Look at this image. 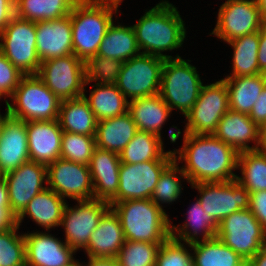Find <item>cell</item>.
<instances>
[{"label":"cell","instance_id":"1","mask_svg":"<svg viewBox=\"0 0 266 266\" xmlns=\"http://www.w3.org/2000/svg\"><path fill=\"white\" fill-rule=\"evenodd\" d=\"M183 141V147L178 151H167V157L185 161L181 169L188 183L229 182L237 178L232 171L238 169L239 153L231 145L214 135L191 134L188 123Z\"/></svg>","mask_w":266,"mask_h":266},{"label":"cell","instance_id":"2","mask_svg":"<svg viewBox=\"0 0 266 266\" xmlns=\"http://www.w3.org/2000/svg\"><path fill=\"white\" fill-rule=\"evenodd\" d=\"M177 8L168 1H162L138 20L132 27L137 45L144 49L141 53L164 59L174 58L162 54L181 47L186 37V29Z\"/></svg>","mask_w":266,"mask_h":266},{"label":"cell","instance_id":"3","mask_svg":"<svg viewBox=\"0 0 266 266\" xmlns=\"http://www.w3.org/2000/svg\"><path fill=\"white\" fill-rule=\"evenodd\" d=\"M110 207L119 217L125 240L164 243L171 237L168 215L151 199L124 200Z\"/></svg>","mask_w":266,"mask_h":266},{"label":"cell","instance_id":"4","mask_svg":"<svg viewBox=\"0 0 266 266\" xmlns=\"http://www.w3.org/2000/svg\"><path fill=\"white\" fill-rule=\"evenodd\" d=\"M112 3L79 0L71 11L73 54L86 62L96 56L108 27L113 22Z\"/></svg>","mask_w":266,"mask_h":266},{"label":"cell","instance_id":"5","mask_svg":"<svg viewBox=\"0 0 266 266\" xmlns=\"http://www.w3.org/2000/svg\"><path fill=\"white\" fill-rule=\"evenodd\" d=\"M12 103L5 101L7 114L23 121L57 120L61 100L36 75H24Z\"/></svg>","mask_w":266,"mask_h":266},{"label":"cell","instance_id":"6","mask_svg":"<svg viewBox=\"0 0 266 266\" xmlns=\"http://www.w3.org/2000/svg\"><path fill=\"white\" fill-rule=\"evenodd\" d=\"M202 86L196 67L179 55L165 59L159 95L171 111L177 108L186 117L197 101Z\"/></svg>","mask_w":266,"mask_h":266},{"label":"cell","instance_id":"7","mask_svg":"<svg viewBox=\"0 0 266 266\" xmlns=\"http://www.w3.org/2000/svg\"><path fill=\"white\" fill-rule=\"evenodd\" d=\"M216 237L247 262L266 245V230L249 208L225 217Z\"/></svg>","mask_w":266,"mask_h":266},{"label":"cell","instance_id":"8","mask_svg":"<svg viewBox=\"0 0 266 266\" xmlns=\"http://www.w3.org/2000/svg\"><path fill=\"white\" fill-rule=\"evenodd\" d=\"M0 50L24 75H36L41 61L36 50V22L16 15L0 33Z\"/></svg>","mask_w":266,"mask_h":266},{"label":"cell","instance_id":"9","mask_svg":"<svg viewBox=\"0 0 266 266\" xmlns=\"http://www.w3.org/2000/svg\"><path fill=\"white\" fill-rule=\"evenodd\" d=\"M37 76L61 101L85 94V62L75 54L41 62Z\"/></svg>","mask_w":266,"mask_h":266},{"label":"cell","instance_id":"10","mask_svg":"<svg viewBox=\"0 0 266 266\" xmlns=\"http://www.w3.org/2000/svg\"><path fill=\"white\" fill-rule=\"evenodd\" d=\"M165 59L140 53L125 61L116 86L130 100L158 94Z\"/></svg>","mask_w":266,"mask_h":266},{"label":"cell","instance_id":"11","mask_svg":"<svg viewBox=\"0 0 266 266\" xmlns=\"http://www.w3.org/2000/svg\"><path fill=\"white\" fill-rule=\"evenodd\" d=\"M200 193V204L207 214L219 224L225 217L249 208L250 193L238 181L203 182L191 184Z\"/></svg>","mask_w":266,"mask_h":266},{"label":"cell","instance_id":"12","mask_svg":"<svg viewBox=\"0 0 266 266\" xmlns=\"http://www.w3.org/2000/svg\"><path fill=\"white\" fill-rule=\"evenodd\" d=\"M218 11L211 35L226 42L259 32L266 23L256 0H227Z\"/></svg>","mask_w":266,"mask_h":266},{"label":"cell","instance_id":"13","mask_svg":"<svg viewBox=\"0 0 266 266\" xmlns=\"http://www.w3.org/2000/svg\"><path fill=\"white\" fill-rule=\"evenodd\" d=\"M229 109L228 88L224 79L203 85L197 101L186 115L191 134L213 135Z\"/></svg>","mask_w":266,"mask_h":266},{"label":"cell","instance_id":"14","mask_svg":"<svg viewBox=\"0 0 266 266\" xmlns=\"http://www.w3.org/2000/svg\"><path fill=\"white\" fill-rule=\"evenodd\" d=\"M172 162L151 160L135 164L121 163L117 196L110 204L124 200L151 199L160 175Z\"/></svg>","mask_w":266,"mask_h":266},{"label":"cell","instance_id":"15","mask_svg":"<svg viewBox=\"0 0 266 266\" xmlns=\"http://www.w3.org/2000/svg\"><path fill=\"white\" fill-rule=\"evenodd\" d=\"M47 184L59 196L76 201L93 199V182L89 165L56 159L47 165Z\"/></svg>","mask_w":266,"mask_h":266},{"label":"cell","instance_id":"16","mask_svg":"<svg viewBox=\"0 0 266 266\" xmlns=\"http://www.w3.org/2000/svg\"><path fill=\"white\" fill-rule=\"evenodd\" d=\"M78 205L74 208L66 205L60 225L65 229V242L75 251L87 246L101 217L110 208L109 203L94 198L79 200Z\"/></svg>","mask_w":266,"mask_h":266},{"label":"cell","instance_id":"17","mask_svg":"<svg viewBox=\"0 0 266 266\" xmlns=\"http://www.w3.org/2000/svg\"><path fill=\"white\" fill-rule=\"evenodd\" d=\"M9 195L11 212L18 217L29 201L47 187V165L38 162H26L16 170L3 175Z\"/></svg>","mask_w":266,"mask_h":266},{"label":"cell","instance_id":"18","mask_svg":"<svg viewBox=\"0 0 266 266\" xmlns=\"http://www.w3.org/2000/svg\"><path fill=\"white\" fill-rule=\"evenodd\" d=\"M26 266H74L76 251L48 233H25Z\"/></svg>","mask_w":266,"mask_h":266},{"label":"cell","instance_id":"19","mask_svg":"<svg viewBox=\"0 0 266 266\" xmlns=\"http://www.w3.org/2000/svg\"><path fill=\"white\" fill-rule=\"evenodd\" d=\"M36 50L41 62L73 54L71 13L36 22Z\"/></svg>","mask_w":266,"mask_h":266},{"label":"cell","instance_id":"20","mask_svg":"<svg viewBox=\"0 0 266 266\" xmlns=\"http://www.w3.org/2000/svg\"><path fill=\"white\" fill-rule=\"evenodd\" d=\"M29 161L26 121L10 117L6 110L0 133V176Z\"/></svg>","mask_w":266,"mask_h":266},{"label":"cell","instance_id":"21","mask_svg":"<svg viewBox=\"0 0 266 266\" xmlns=\"http://www.w3.org/2000/svg\"><path fill=\"white\" fill-rule=\"evenodd\" d=\"M30 161L48 165L60 158L62 133L58 120L26 122Z\"/></svg>","mask_w":266,"mask_h":266},{"label":"cell","instance_id":"22","mask_svg":"<svg viewBox=\"0 0 266 266\" xmlns=\"http://www.w3.org/2000/svg\"><path fill=\"white\" fill-rule=\"evenodd\" d=\"M120 155L96 147L93 151L89 170L93 182V198L111 203L119 188Z\"/></svg>","mask_w":266,"mask_h":266},{"label":"cell","instance_id":"23","mask_svg":"<svg viewBox=\"0 0 266 266\" xmlns=\"http://www.w3.org/2000/svg\"><path fill=\"white\" fill-rule=\"evenodd\" d=\"M213 135L231 145L238 153L260 149V128L248 114L229 109L219 121ZM251 141L256 143L255 146L247 144Z\"/></svg>","mask_w":266,"mask_h":266},{"label":"cell","instance_id":"24","mask_svg":"<svg viewBox=\"0 0 266 266\" xmlns=\"http://www.w3.org/2000/svg\"><path fill=\"white\" fill-rule=\"evenodd\" d=\"M124 242L119 217L110 207L101 217L84 249L91 258H116Z\"/></svg>","mask_w":266,"mask_h":266},{"label":"cell","instance_id":"25","mask_svg":"<svg viewBox=\"0 0 266 266\" xmlns=\"http://www.w3.org/2000/svg\"><path fill=\"white\" fill-rule=\"evenodd\" d=\"M128 112L131 114L138 131L153 133L159 137L162 154L164 152L161 128L168 119L171 109L158 94L129 100Z\"/></svg>","mask_w":266,"mask_h":266},{"label":"cell","instance_id":"26","mask_svg":"<svg viewBox=\"0 0 266 266\" xmlns=\"http://www.w3.org/2000/svg\"><path fill=\"white\" fill-rule=\"evenodd\" d=\"M129 112L97 122L96 147L120 154L137 132Z\"/></svg>","mask_w":266,"mask_h":266},{"label":"cell","instance_id":"27","mask_svg":"<svg viewBox=\"0 0 266 266\" xmlns=\"http://www.w3.org/2000/svg\"><path fill=\"white\" fill-rule=\"evenodd\" d=\"M66 205L64 198L47 187L29 201L27 207L17 217V225H21L27 214L46 230L60 226Z\"/></svg>","mask_w":266,"mask_h":266},{"label":"cell","instance_id":"28","mask_svg":"<svg viewBox=\"0 0 266 266\" xmlns=\"http://www.w3.org/2000/svg\"><path fill=\"white\" fill-rule=\"evenodd\" d=\"M223 79L228 88L230 110L249 115L258 95L266 86V74L226 76Z\"/></svg>","mask_w":266,"mask_h":266},{"label":"cell","instance_id":"29","mask_svg":"<svg viewBox=\"0 0 266 266\" xmlns=\"http://www.w3.org/2000/svg\"><path fill=\"white\" fill-rule=\"evenodd\" d=\"M57 120L63 131L96 135L98 121L84 96L61 101Z\"/></svg>","mask_w":266,"mask_h":266},{"label":"cell","instance_id":"30","mask_svg":"<svg viewBox=\"0 0 266 266\" xmlns=\"http://www.w3.org/2000/svg\"><path fill=\"white\" fill-rule=\"evenodd\" d=\"M140 53L133 27L116 26L112 22L100 43L97 55L125 62Z\"/></svg>","mask_w":266,"mask_h":266},{"label":"cell","instance_id":"31","mask_svg":"<svg viewBox=\"0 0 266 266\" xmlns=\"http://www.w3.org/2000/svg\"><path fill=\"white\" fill-rule=\"evenodd\" d=\"M188 246L194 250L193 266H247V261L217 237Z\"/></svg>","mask_w":266,"mask_h":266},{"label":"cell","instance_id":"32","mask_svg":"<svg viewBox=\"0 0 266 266\" xmlns=\"http://www.w3.org/2000/svg\"><path fill=\"white\" fill-rule=\"evenodd\" d=\"M93 86L96 88L91 91L89 98L85 94L83 96L88 101L97 121L121 116L128 112L129 101L116 84H95Z\"/></svg>","mask_w":266,"mask_h":266},{"label":"cell","instance_id":"33","mask_svg":"<svg viewBox=\"0 0 266 266\" xmlns=\"http://www.w3.org/2000/svg\"><path fill=\"white\" fill-rule=\"evenodd\" d=\"M188 214L189 217H187V223H184L182 226L170 225V235L173 239L178 242H181L182 240L183 242H186V244H192L199 241L198 231L203 233L202 241L216 237L219 224L210 216V214H207L206 211L203 210L198 199L195 204L192 205ZM189 227L191 228L190 231ZM191 230L193 231L192 233ZM176 233L178 235H176Z\"/></svg>","mask_w":266,"mask_h":266},{"label":"cell","instance_id":"34","mask_svg":"<svg viewBox=\"0 0 266 266\" xmlns=\"http://www.w3.org/2000/svg\"><path fill=\"white\" fill-rule=\"evenodd\" d=\"M79 0H15V15L32 22L55 20L71 13Z\"/></svg>","mask_w":266,"mask_h":266},{"label":"cell","instance_id":"35","mask_svg":"<svg viewBox=\"0 0 266 266\" xmlns=\"http://www.w3.org/2000/svg\"><path fill=\"white\" fill-rule=\"evenodd\" d=\"M234 49L233 72L230 76H247L261 74L257 59L259 32L244 35L227 42Z\"/></svg>","mask_w":266,"mask_h":266},{"label":"cell","instance_id":"36","mask_svg":"<svg viewBox=\"0 0 266 266\" xmlns=\"http://www.w3.org/2000/svg\"><path fill=\"white\" fill-rule=\"evenodd\" d=\"M242 177L238 180L249 193L266 190V150L243 151L238 155Z\"/></svg>","mask_w":266,"mask_h":266},{"label":"cell","instance_id":"37","mask_svg":"<svg viewBox=\"0 0 266 266\" xmlns=\"http://www.w3.org/2000/svg\"><path fill=\"white\" fill-rule=\"evenodd\" d=\"M119 155L121 163L129 164L151 160H171L162 154L159 137L144 131H137Z\"/></svg>","mask_w":266,"mask_h":266},{"label":"cell","instance_id":"38","mask_svg":"<svg viewBox=\"0 0 266 266\" xmlns=\"http://www.w3.org/2000/svg\"><path fill=\"white\" fill-rule=\"evenodd\" d=\"M161 244L125 240L116 256L117 264L118 266H156Z\"/></svg>","mask_w":266,"mask_h":266},{"label":"cell","instance_id":"39","mask_svg":"<svg viewBox=\"0 0 266 266\" xmlns=\"http://www.w3.org/2000/svg\"><path fill=\"white\" fill-rule=\"evenodd\" d=\"M95 148V136L63 131L60 158L83 165H89Z\"/></svg>","mask_w":266,"mask_h":266},{"label":"cell","instance_id":"40","mask_svg":"<svg viewBox=\"0 0 266 266\" xmlns=\"http://www.w3.org/2000/svg\"><path fill=\"white\" fill-rule=\"evenodd\" d=\"M178 166L177 161H173L160 175V178L154 188L151 195V200L161 209L162 205L160 203H172L179 198L181 194V181L179 178H185L186 175L183 173L182 169ZM177 173L181 174L179 178Z\"/></svg>","mask_w":266,"mask_h":266},{"label":"cell","instance_id":"41","mask_svg":"<svg viewBox=\"0 0 266 266\" xmlns=\"http://www.w3.org/2000/svg\"><path fill=\"white\" fill-rule=\"evenodd\" d=\"M123 61L103 57L92 56L85 62L86 83L97 81L96 84H116Z\"/></svg>","mask_w":266,"mask_h":266},{"label":"cell","instance_id":"42","mask_svg":"<svg viewBox=\"0 0 266 266\" xmlns=\"http://www.w3.org/2000/svg\"><path fill=\"white\" fill-rule=\"evenodd\" d=\"M19 226L0 232V266H26L24 235H17Z\"/></svg>","mask_w":266,"mask_h":266},{"label":"cell","instance_id":"43","mask_svg":"<svg viewBox=\"0 0 266 266\" xmlns=\"http://www.w3.org/2000/svg\"><path fill=\"white\" fill-rule=\"evenodd\" d=\"M184 246L170 237L160 246L156 266H193L192 254Z\"/></svg>","mask_w":266,"mask_h":266},{"label":"cell","instance_id":"44","mask_svg":"<svg viewBox=\"0 0 266 266\" xmlns=\"http://www.w3.org/2000/svg\"><path fill=\"white\" fill-rule=\"evenodd\" d=\"M24 76L0 50V93L11 97Z\"/></svg>","mask_w":266,"mask_h":266},{"label":"cell","instance_id":"45","mask_svg":"<svg viewBox=\"0 0 266 266\" xmlns=\"http://www.w3.org/2000/svg\"><path fill=\"white\" fill-rule=\"evenodd\" d=\"M249 209L266 230V190L250 193Z\"/></svg>","mask_w":266,"mask_h":266},{"label":"cell","instance_id":"46","mask_svg":"<svg viewBox=\"0 0 266 266\" xmlns=\"http://www.w3.org/2000/svg\"><path fill=\"white\" fill-rule=\"evenodd\" d=\"M249 117L259 128L266 124V86L258 95V99L254 102Z\"/></svg>","mask_w":266,"mask_h":266},{"label":"cell","instance_id":"47","mask_svg":"<svg viewBox=\"0 0 266 266\" xmlns=\"http://www.w3.org/2000/svg\"><path fill=\"white\" fill-rule=\"evenodd\" d=\"M15 0H0V33L15 16Z\"/></svg>","mask_w":266,"mask_h":266},{"label":"cell","instance_id":"48","mask_svg":"<svg viewBox=\"0 0 266 266\" xmlns=\"http://www.w3.org/2000/svg\"><path fill=\"white\" fill-rule=\"evenodd\" d=\"M257 59L260 72L266 74V23L259 30V48Z\"/></svg>","mask_w":266,"mask_h":266},{"label":"cell","instance_id":"49","mask_svg":"<svg viewBox=\"0 0 266 266\" xmlns=\"http://www.w3.org/2000/svg\"><path fill=\"white\" fill-rule=\"evenodd\" d=\"M17 225V217L11 212L10 207L0 206V232Z\"/></svg>","mask_w":266,"mask_h":266},{"label":"cell","instance_id":"50","mask_svg":"<svg viewBox=\"0 0 266 266\" xmlns=\"http://www.w3.org/2000/svg\"><path fill=\"white\" fill-rule=\"evenodd\" d=\"M88 258V265L83 266H118L116 258Z\"/></svg>","mask_w":266,"mask_h":266},{"label":"cell","instance_id":"51","mask_svg":"<svg viewBox=\"0 0 266 266\" xmlns=\"http://www.w3.org/2000/svg\"><path fill=\"white\" fill-rule=\"evenodd\" d=\"M247 266H266V245L247 262Z\"/></svg>","mask_w":266,"mask_h":266},{"label":"cell","instance_id":"52","mask_svg":"<svg viewBox=\"0 0 266 266\" xmlns=\"http://www.w3.org/2000/svg\"><path fill=\"white\" fill-rule=\"evenodd\" d=\"M0 206L10 207L8 187L3 176H0Z\"/></svg>","mask_w":266,"mask_h":266},{"label":"cell","instance_id":"53","mask_svg":"<svg viewBox=\"0 0 266 266\" xmlns=\"http://www.w3.org/2000/svg\"><path fill=\"white\" fill-rule=\"evenodd\" d=\"M260 149L266 150V124L260 128Z\"/></svg>","mask_w":266,"mask_h":266},{"label":"cell","instance_id":"54","mask_svg":"<svg viewBox=\"0 0 266 266\" xmlns=\"http://www.w3.org/2000/svg\"><path fill=\"white\" fill-rule=\"evenodd\" d=\"M260 9L261 15L266 20V0H256Z\"/></svg>","mask_w":266,"mask_h":266},{"label":"cell","instance_id":"55","mask_svg":"<svg viewBox=\"0 0 266 266\" xmlns=\"http://www.w3.org/2000/svg\"><path fill=\"white\" fill-rule=\"evenodd\" d=\"M180 134H181L180 129H178L177 132H174V131H172V129H170L169 130V136H170L171 142H176V140L179 138Z\"/></svg>","mask_w":266,"mask_h":266},{"label":"cell","instance_id":"56","mask_svg":"<svg viewBox=\"0 0 266 266\" xmlns=\"http://www.w3.org/2000/svg\"><path fill=\"white\" fill-rule=\"evenodd\" d=\"M84 1H88V2H101V3H112V4H115V5H118L120 3H122L121 1L122 0H84Z\"/></svg>","mask_w":266,"mask_h":266},{"label":"cell","instance_id":"57","mask_svg":"<svg viewBox=\"0 0 266 266\" xmlns=\"http://www.w3.org/2000/svg\"><path fill=\"white\" fill-rule=\"evenodd\" d=\"M1 128H2V115H0V133H1Z\"/></svg>","mask_w":266,"mask_h":266},{"label":"cell","instance_id":"58","mask_svg":"<svg viewBox=\"0 0 266 266\" xmlns=\"http://www.w3.org/2000/svg\"><path fill=\"white\" fill-rule=\"evenodd\" d=\"M74 266H83V264H81V263H77V264H75Z\"/></svg>","mask_w":266,"mask_h":266}]
</instances>
